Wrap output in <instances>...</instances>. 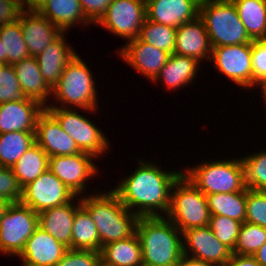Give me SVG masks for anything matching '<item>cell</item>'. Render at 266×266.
Masks as SVG:
<instances>
[{
    "instance_id": "obj_25",
    "label": "cell",
    "mask_w": 266,
    "mask_h": 266,
    "mask_svg": "<svg viewBox=\"0 0 266 266\" xmlns=\"http://www.w3.org/2000/svg\"><path fill=\"white\" fill-rule=\"evenodd\" d=\"M21 90L28 98L35 99L45 107L51 101L52 88L41 75L36 57H28L12 65Z\"/></svg>"
},
{
    "instance_id": "obj_34",
    "label": "cell",
    "mask_w": 266,
    "mask_h": 266,
    "mask_svg": "<svg viewBox=\"0 0 266 266\" xmlns=\"http://www.w3.org/2000/svg\"><path fill=\"white\" fill-rule=\"evenodd\" d=\"M138 39L172 54L175 48L176 28L158 24L146 18Z\"/></svg>"
},
{
    "instance_id": "obj_10",
    "label": "cell",
    "mask_w": 266,
    "mask_h": 266,
    "mask_svg": "<svg viewBox=\"0 0 266 266\" xmlns=\"http://www.w3.org/2000/svg\"><path fill=\"white\" fill-rule=\"evenodd\" d=\"M146 18V0H113L96 25L131 41L138 38Z\"/></svg>"
},
{
    "instance_id": "obj_20",
    "label": "cell",
    "mask_w": 266,
    "mask_h": 266,
    "mask_svg": "<svg viewBox=\"0 0 266 266\" xmlns=\"http://www.w3.org/2000/svg\"><path fill=\"white\" fill-rule=\"evenodd\" d=\"M211 51L205 24L199 16L176 28L174 53L192 57L201 63L206 59L210 61Z\"/></svg>"
},
{
    "instance_id": "obj_18",
    "label": "cell",
    "mask_w": 266,
    "mask_h": 266,
    "mask_svg": "<svg viewBox=\"0 0 266 266\" xmlns=\"http://www.w3.org/2000/svg\"><path fill=\"white\" fill-rule=\"evenodd\" d=\"M201 0H146L147 19L158 24L179 27L199 16Z\"/></svg>"
},
{
    "instance_id": "obj_38",
    "label": "cell",
    "mask_w": 266,
    "mask_h": 266,
    "mask_svg": "<svg viewBox=\"0 0 266 266\" xmlns=\"http://www.w3.org/2000/svg\"><path fill=\"white\" fill-rule=\"evenodd\" d=\"M27 98L21 90L12 65H5L0 71V104L10 101H23Z\"/></svg>"
},
{
    "instance_id": "obj_9",
    "label": "cell",
    "mask_w": 266,
    "mask_h": 266,
    "mask_svg": "<svg viewBox=\"0 0 266 266\" xmlns=\"http://www.w3.org/2000/svg\"><path fill=\"white\" fill-rule=\"evenodd\" d=\"M38 226L35 211L21 202L11 203L0 219V253L18 258Z\"/></svg>"
},
{
    "instance_id": "obj_39",
    "label": "cell",
    "mask_w": 266,
    "mask_h": 266,
    "mask_svg": "<svg viewBox=\"0 0 266 266\" xmlns=\"http://www.w3.org/2000/svg\"><path fill=\"white\" fill-rule=\"evenodd\" d=\"M245 221L266 228V191L247 188Z\"/></svg>"
},
{
    "instance_id": "obj_47",
    "label": "cell",
    "mask_w": 266,
    "mask_h": 266,
    "mask_svg": "<svg viewBox=\"0 0 266 266\" xmlns=\"http://www.w3.org/2000/svg\"><path fill=\"white\" fill-rule=\"evenodd\" d=\"M182 266H215V265L183 255Z\"/></svg>"
},
{
    "instance_id": "obj_31",
    "label": "cell",
    "mask_w": 266,
    "mask_h": 266,
    "mask_svg": "<svg viewBox=\"0 0 266 266\" xmlns=\"http://www.w3.org/2000/svg\"><path fill=\"white\" fill-rule=\"evenodd\" d=\"M246 196L247 189L234 193L206 195L210 214L225 216L243 223L246 220Z\"/></svg>"
},
{
    "instance_id": "obj_27",
    "label": "cell",
    "mask_w": 266,
    "mask_h": 266,
    "mask_svg": "<svg viewBox=\"0 0 266 266\" xmlns=\"http://www.w3.org/2000/svg\"><path fill=\"white\" fill-rule=\"evenodd\" d=\"M99 253L100 259L109 266H143L141 243L136 232L126 239L102 246Z\"/></svg>"
},
{
    "instance_id": "obj_19",
    "label": "cell",
    "mask_w": 266,
    "mask_h": 266,
    "mask_svg": "<svg viewBox=\"0 0 266 266\" xmlns=\"http://www.w3.org/2000/svg\"><path fill=\"white\" fill-rule=\"evenodd\" d=\"M69 248L37 227L18 256L20 262L34 266H56Z\"/></svg>"
},
{
    "instance_id": "obj_13",
    "label": "cell",
    "mask_w": 266,
    "mask_h": 266,
    "mask_svg": "<svg viewBox=\"0 0 266 266\" xmlns=\"http://www.w3.org/2000/svg\"><path fill=\"white\" fill-rule=\"evenodd\" d=\"M97 159L84 152L74 155L49 157L48 169L76 196L86 193L88 180L98 176L100 170L93 162ZM98 168V169H97Z\"/></svg>"
},
{
    "instance_id": "obj_7",
    "label": "cell",
    "mask_w": 266,
    "mask_h": 266,
    "mask_svg": "<svg viewBox=\"0 0 266 266\" xmlns=\"http://www.w3.org/2000/svg\"><path fill=\"white\" fill-rule=\"evenodd\" d=\"M166 217L183 233L208 226L211 217L206 195L182 174L171 189L170 207Z\"/></svg>"
},
{
    "instance_id": "obj_11",
    "label": "cell",
    "mask_w": 266,
    "mask_h": 266,
    "mask_svg": "<svg viewBox=\"0 0 266 266\" xmlns=\"http://www.w3.org/2000/svg\"><path fill=\"white\" fill-rule=\"evenodd\" d=\"M252 42L212 48L213 67L244 90L252 89Z\"/></svg>"
},
{
    "instance_id": "obj_5",
    "label": "cell",
    "mask_w": 266,
    "mask_h": 266,
    "mask_svg": "<svg viewBox=\"0 0 266 266\" xmlns=\"http://www.w3.org/2000/svg\"><path fill=\"white\" fill-rule=\"evenodd\" d=\"M182 174L205 195L245 191L244 165L240 158L201 161Z\"/></svg>"
},
{
    "instance_id": "obj_50",
    "label": "cell",
    "mask_w": 266,
    "mask_h": 266,
    "mask_svg": "<svg viewBox=\"0 0 266 266\" xmlns=\"http://www.w3.org/2000/svg\"><path fill=\"white\" fill-rule=\"evenodd\" d=\"M259 86V87H258ZM257 88L261 89L263 99L266 103V78H264L261 82L257 84ZM266 105V104H265Z\"/></svg>"
},
{
    "instance_id": "obj_21",
    "label": "cell",
    "mask_w": 266,
    "mask_h": 266,
    "mask_svg": "<svg viewBox=\"0 0 266 266\" xmlns=\"http://www.w3.org/2000/svg\"><path fill=\"white\" fill-rule=\"evenodd\" d=\"M23 39L30 56L36 57L54 41L62 31L38 12L23 11L18 19Z\"/></svg>"
},
{
    "instance_id": "obj_40",
    "label": "cell",
    "mask_w": 266,
    "mask_h": 266,
    "mask_svg": "<svg viewBox=\"0 0 266 266\" xmlns=\"http://www.w3.org/2000/svg\"><path fill=\"white\" fill-rule=\"evenodd\" d=\"M252 89L266 78V37L252 41Z\"/></svg>"
},
{
    "instance_id": "obj_30",
    "label": "cell",
    "mask_w": 266,
    "mask_h": 266,
    "mask_svg": "<svg viewBox=\"0 0 266 266\" xmlns=\"http://www.w3.org/2000/svg\"><path fill=\"white\" fill-rule=\"evenodd\" d=\"M72 249L95 252H100L101 250V242L96 224L82 205L75 211L72 229Z\"/></svg>"
},
{
    "instance_id": "obj_33",
    "label": "cell",
    "mask_w": 266,
    "mask_h": 266,
    "mask_svg": "<svg viewBox=\"0 0 266 266\" xmlns=\"http://www.w3.org/2000/svg\"><path fill=\"white\" fill-rule=\"evenodd\" d=\"M0 40L3 43V62L6 65H13L30 57L19 20L0 28Z\"/></svg>"
},
{
    "instance_id": "obj_1",
    "label": "cell",
    "mask_w": 266,
    "mask_h": 266,
    "mask_svg": "<svg viewBox=\"0 0 266 266\" xmlns=\"http://www.w3.org/2000/svg\"><path fill=\"white\" fill-rule=\"evenodd\" d=\"M139 159L138 167L111 188L120 202L138 217L166 216L170 207L171 189L182 170L166 171L158 163ZM163 213V214H162Z\"/></svg>"
},
{
    "instance_id": "obj_3",
    "label": "cell",
    "mask_w": 266,
    "mask_h": 266,
    "mask_svg": "<svg viewBox=\"0 0 266 266\" xmlns=\"http://www.w3.org/2000/svg\"><path fill=\"white\" fill-rule=\"evenodd\" d=\"M136 233L143 266H163L182 258V232L166 216L139 217Z\"/></svg>"
},
{
    "instance_id": "obj_4",
    "label": "cell",
    "mask_w": 266,
    "mask_h": 266,
    "mask_svg": "<svg viewBox=\"0 0 266 266\" xmlns=\"http://www.w3.org/2000/svg\"><path fill=\"white\" fill-rule=\"evenodd\" d=\"M81 56L77 53L66 65L58 82L52 88L51 99L56 103L46 107L81 109L89 114L98 112V93L95 79ZM54 96V97H53ZM58 103V104H57ZM97 111V112H96Z\"/></svg>"
},
{
    "instance_id": "obj_42",
    "label": "cell",
    "mask_w": 266,
    "mask_h": 266,
    "mask_svg": "<svg viewBox=\"0 0 266 266\" xmlns=\"http://www.w3.org/2000/svg\"><path fill=\"white\" fill-rule=\"evenodd\" d=\"M99 259V252L68 249L56 266H94Z\"/></svg>"
},
{
    "instance_id": "obj_43",
    "label": "cell",
    "mask_w": 266,
    "mask_h": 266,
    "mask_svg": "<svg viewBox=\"0 0 266 266\" xmlns=\"http://www.w3.org/2000/svg\"><path fill=\"white\" fill-rule=\"evenodd\" d=\"M86 18L96 25L113 0H79Z\"/></svg>"
},
{
    "instance_id": "obj_28",
    "label": "cell",
    "mask_w": 266,
    "mask_h": 266,
    "mask_svg": "<svg viewBox=\"0 0 266 266\" xmlns=\"http://www.w3.org/2000/svg\"><path fill=\"white\" fill-rule=\"evenodd\" d=\"M251 40L266 37V0H231Z\"/></svg>"
},
{
    "instance_id": "obj_2",
    "label": "cell",
    "mask_w": 266,
    "mask_h": 266,
    "mask_svg": "<svg viewBox=\"0 0 266 266\" xmlns=\"http://www.w3.org/2000/svg\"><path fill=\"white\" fill-rule=\"evenodd\" d=\"M96 190L97 188L93 190V195L81 196L80 201L96 224L101 248L108 243L132 236L136 232L139 217L120 202L112 189L99 193Z\"/></svg>"
},
{
    "instance_id": "obj_17",
    "label": "cell",
    "mask_w": 266,
    "mask_h": 266,
    "mask_svg": "<svg viewBox=\"0 0 266 266\" xmlns=\"http://www.w3.org/2000/svg\"><path fill=\"white\" fill-rule=\"evenodd\" d=\"M35 142L49 157L74 155L81 152L74 139L61 128L46 109L38 118Z\"/></svg>"
},
{
    "instance_id": "obj_44",
    "label": "cell",
    "mask_w": 266,
    "mask_h": 266,
    "mask_svg": "<svg viewBox=\"0 0 266 266\" xmlns=\"http://www.w3.org/2000/svg\"><path fill=\"white\" fill-rule=\"evenodd\" d=\"M23 11L21 0H0V28L17 21Z\"/></svg>"
},
{
    "instance_id": "obj_32",
    "label": "cell",
    "mask_w": 266,
    "mask_h": 266,
    "mask_svg": "<svg viewBox=\"0 0 266 266\" xmlns=\"http://www.w3.org/2000/svg\"><path fill=\"white\" fill-rule=\"evenodd\" d=\"M35 143V132H7L0 134V166L11 168Z\"/></svg>"
},
{
    "instance_id": "obj_24",
    "label": "cell",
    "mask_w": 266,
    "mask_h": 266,
    "mask_svg": "<svg viewBox=\"0 0 266 266\" xmlns=\"http://www.w3.org/2000/svg\"><path fill=\"white\" fill-rule=\"evenodd\" d=\"M201 63L192 57L172 53L166 64L160 70L154 83L158 81L168 90L175 91L181 87L189 86L195 82L197 71Z\"/></svg>"
},
{
    "instance_id": "obj_53",
    "label": "cell",
    "mask_w": 266,
    "mask_h": 266,
    "mask_svg": "<svg viewBox=\"0 0 266 266\" xmlns=\"http://www.w3.org/2000/svg\"><path fill=\"white\" fill-rule=\"evenodd\" d=\"M2 42L0 40V61L3 62V48H2Z\"/></svg>"
},
{
    "instance_id": "obj_15",
    "label": "cell",
    "mask_w": 266,
    "mask_h": 266,
    "mask_svg": "<svg viewBox=\"0 0 266 266\" xmlns=\"http://www.w3.org/2000/svg\"><path fill=\"white\" fill-rule=\"evenodd\" d=\"M125 42L127 43L118 50V56L134 71L153 82L171 54L138 38Z\"/></svg>"
},
{
    "instance_id": "obj_29",
    "label": "cell",
    "mask_w": 266,
    "mask_h": 266,
    "mask_svg": "<svg viewBox=\"0 0 266 266\" xmlns=\"http://www.w3.org/2000/svg\"><path fill=\"white\" fill-rule=\"evenodd\" d=\"M49 166V156L35 142L11 167L19 185L23 188L37 179Z\"/></svg>"
},
{
    "instance_id": "obj_54",
    "label": "cell",
    "mask_w": 266,
    "mask_h": 266,
    "mask_svg": "<svg viewBox=\"0 0 266 266\" xmlns=\"http://www.w3.org/2000/svg\"><path fill=\"white\" fill-rule=\"evenodd\" d=\"M5 65H6V64H5L4 62H1V61H0V71L4 68Z\"/></svg>"
},
{
    "instance_id": "obj_6",
    "label": "cell",
    "mask_w": 266,
    "mask_h": 266,
    "mask_svg": "<svg viewBox=\"0 0 266 266\" xmlns=\"http://www.w3.org/2000/svg\"><path fill=\"white\" fill-rule=\"evenodd\" d=\"M199 17L212 48L252 42L231 0H201Z\"/></svg>"
},
{
    "instance_id": "obj_46",
    "label": "cell",
    "mask_w": 266,
    "mask_h": 266,
    "mask_svg": "<svg viewBox=\"0 0 266 266\" xmlns=\"http://www.w3.org/2000/svg\"><path fill=\"white\" fill-rule=\"evenodd\" d=\"M48 0H21L24 11L38 12Z\"/></svg>"
},
{
    "instance_id": "obj_14",
    "label": "cell",
    "mask_w": 266,
    "mask_h": 266,
    "mask_svg": "<svg viewBox=\"0 0 266 266\" xmlns=\"http://www.w3.org/2000/svg\"><path fill=\"white\" fill-rule=\"evenodd\" d=\"M183 255L222 266L231 257L232 251L220 242L208 227L190 228L182 233Z\"/></svg>"
},
{
    "instance_id": "obj_16",
    "label": "cell",
    "mask_w": 266,
    "mask_h": 266,
    "mask_svg": "<svg viewBox=\"0 0 266 266\" xmlns=\"http://www.w3.org/2000/svg\"><path fill=\"white\" fill-rule=\"evenodd\" d=\"M46 107L39 101L26 98L0 104V134L23 131L35 132L39 116Z\"/></svg>"
},
{
    "instance_id": "obj_8",
    "label": "cell",
    "mask_w": 266,
    "mask_h": 266,
    "mask_svg": "<svg viewBox=\"0 0 266 266\" xmlns=\"http://www.w3.org/2000/svg\"><path fill=\"white\" fill-rule=\"evenodd\" d=\"M46 110L57 120L61 128L76 142L81 152L88 153L96 159L110 149V140L97 125L86 115L79 114L77 109L46 107ZM102 154V155H101Z\"/></svg>"
},
{
    "instance_id": "obj_49",
    "label": "cell",
    "mask_w": 266,
    "mask_h": 266,
    "mask_svg": "<svg viewBox=\"0 0 266 266\" xmlns=\"http://www.w3.org/2000/svg\"><path fill=\"white\" fill-rule=\"evenodd\" d=\"M10 205L11 202L7 201L6 199H0V219L4 216Z\"/></svg>"
},
{
    "instance_id": "obj_35",
    "label": "cell",
    "mask_w": 266,
    "mask_h": 266,
    "mask_svg": "<svg viewBox=\"0 0 266 266\" xmlns=\"http://www.w3.org/2000/svg\"><path fill=\"white\" fill-rule=\"evenodd\" d=\"M244 165L245 185L250 190L266 191V150L241 157Z\"/></svg>"
},
{
    "instance_id": "obj_26",
    "label": "cell",
    "mask_w": 266,
    "mask_h": 266,
    "mask_svg": "<svg viewBox=\"0 0 266 266\" xmlns=\"http://www.w3.org/2000/svg\"><path fill=\"white\" fill-rule=\"evenodd\" d=\"M38 13L46 17L62 32L72 30L75 24L88 28V25L92 24L86 18L79 0H48Z\"/></svg>"
},
{
    "instance_id": "obj_48",
    "label": "cell",
    "mask_w": 266,
    "mask_h": 266,
    "mask_svg": "<svg viewBox=\"0 0 266 266\" xmlns=\"http://www.w3.org/2000/svg\"><path fill=\"white\" fill-rule=\"evenodd\" d=\"M261 266H266V243L253 255Z\"/></svg>"
},
{
    "instance_id": "obj_12",
    "label": "cell",
    "mask_w": 266,
    "mask_h": 266,
    "mask_svg": "<svg viewBox=\"0 0 266 266\" xmlns=\"http://www.w3.org/2000/svg\"><path fill=\"white\" fill-rule=\"evenodd\" d=\"M75 197L67 186L49 169L22 188L20 202L37 214L71 202Z\"/></svg>"
},
{
    "instance_id": "obj_36",
    "label": "cell",
    "mask_w": 266,
    "mask_h": 266,
    "mask_svg": "<svg viewBox=\"0 0 266 266\" xmlns=\"http://www.w3.org/2000/svg\"><path fill=\"white\" fill-rule=\"evenodd\" d=\"M266 243V228L259 225L243 222L233 254L253 256Z\"/></svg>"
},
{
    "instance_id": "obj_55",
    "label": "cell",
    "mask_w": 266,
    "mask_h": 266,
    "mask_svg": "<svg viewBox=\"0 0 266 266\" xmlns=\"http://www.w3.org/2000/svg\"><path fill=\"white\" fill-rule=\"evenodd\" d=\"M22 264H23L22 266H34V265H30V264H25L23 262H22Z\"/></svg>"
},
{
    "instance_id": "obj_52",
    "label": "cell",
    "mask_w": 266,
    "mask_h": 266,
    "mask_svg": "<svg viewBox=\"0 0 266 266\" xmlns=\"http://www.w3.org/2000/svg\"><path fill=\"white\" fill-rule=\"evenodd\" d=\"M94 266H109L108 264L104 263L101 259H99Z\"/></svg>"
},
{
    "instance_id": "obj_37",
    "label": "cell",
    "mask_w": 266,
    "mask_h": 266,
    "mask_svg": "<svg viewBox=\"0 0 266 266\" xmlns=\"http://www.w3.org/2000/svg\"><path fill=\"white\" fill-rule=\"evenodd\" d=\"M242 222L221 216L211 215L208 227L214 232L217 239L234 251Z\"/></svg>"
},
{
    "instance_id": "obj_22",
    "label": "cell",
    "mask_w": 266,
    "mask_h": 266,
    "mask_svg": "<svg viewBox=\"0 0 266 266\" xmlns=\"http://www.w3.org/2000/svg\"><path fill=\"white\" fill-rule=\"evenodd\" d=\"M75 200H78L76 204ZM81 205L79 196L71 202L44 210L38 214V223L58 242L72 249V229L76 209Z\"/></svg>"
},
{
    "instance_id": "obj_51",
    "label": "cell",
    "mask_w": 266,
    "mask_h": 266,
    "mask_svg": "<svg viewBox=\"0 0 266 266\" xmlns=\"http://www.w3.org/2000/svg\"><path fill=\"white\" fill-rule=\"evenodd\" d=\"M163 266H182V258L178 261H175V262H172V263H169V264H165Z\"/></svg>"
},
{
    "instance_id": "obj_23",
    "label": "cell",
    "mask_w": 266,
    "mask_h": 266,
    "mask_svg": "<svg viewBox=\"0 0 266 266\" xmlns=\"http://www.w3.org/2000/svg\"><path fill=\"white\" fill-rule=\"evenodd\" d=\"M66 36L67 33L62 32L43 52L36 56L41 75L51 88L60 79L67 63L77 54L75 49L67 43Z\"/></svg>"
},
{
    "instance_id": "obj_41",
    "label": "cell",
    "mask_w": 266,
    "mask_h": 266,
    "mask_svg": "<svg viewBox=\"0 0 266 266\" xmlns=\"http://www.w3.org/2000/svg\"><path fill=\"white\" fill-rule=\"evenodd\" d=\"M21 197L22 187L19 185L12 168L0 166V199L18 203Z\"/></svg>"
},
{
    "instance_id": "obj_45",
    "label": "cell",
    "mask_w": 266,
    "mask_h": 266,
    "mask_svg": "<svg viewBox=\"0 0 266 266\" xmlns=\"http://www.w3.org/2000/svg\"><path fill=\"white\" fill-rule=\"evenodd\" d=\"M222 266H261L256 258L251 255L233 254Z\"/></svg>"
}]
</instances>
